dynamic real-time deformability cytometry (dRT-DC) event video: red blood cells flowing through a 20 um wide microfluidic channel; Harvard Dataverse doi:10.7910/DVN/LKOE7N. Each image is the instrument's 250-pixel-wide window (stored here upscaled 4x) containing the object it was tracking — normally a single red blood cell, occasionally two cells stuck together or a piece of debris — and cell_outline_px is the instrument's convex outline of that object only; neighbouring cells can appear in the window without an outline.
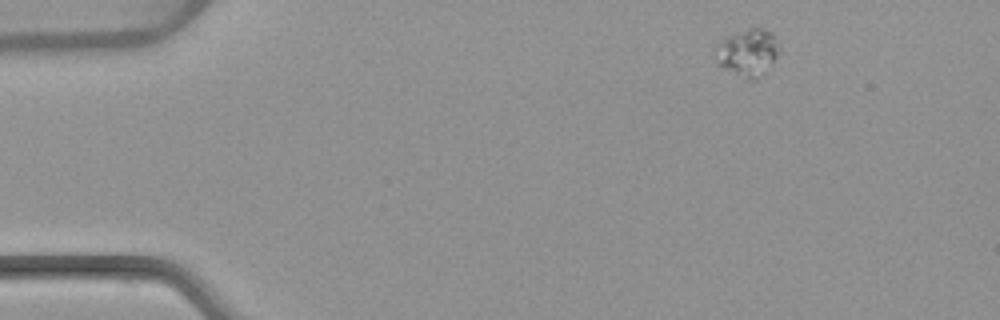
{"species": "common noctule bat (a hibernating species)", "species_latin": "Nyctalus noctula", "temperature_condition": "warm", "stored_images_in_passage": 7, "camera_frame_rate_fps": 3000, "um_per_image_px": 0.085, "animal": {"sex": "female", "body_mass_g": 22.7, "forearm_length_mm": 54.2}, "frame": {"image": 1, "passage_image": 1, "time_ms": 0.0, "image_size_px": [1000, 320], "cell_outline_px": [[780, 52], [764, 72], [756, 80], [748, 80], [720, 68], [716, 64], [712, 52], [712, 48], [716, 44], [728, 36], [752, 28], [760, 28], [776, 36], [780, 48]], "centroid_in_image_um": [63.49, 4.5], "position_along_channel_um": 21.5, "area_um2": 17.86}}
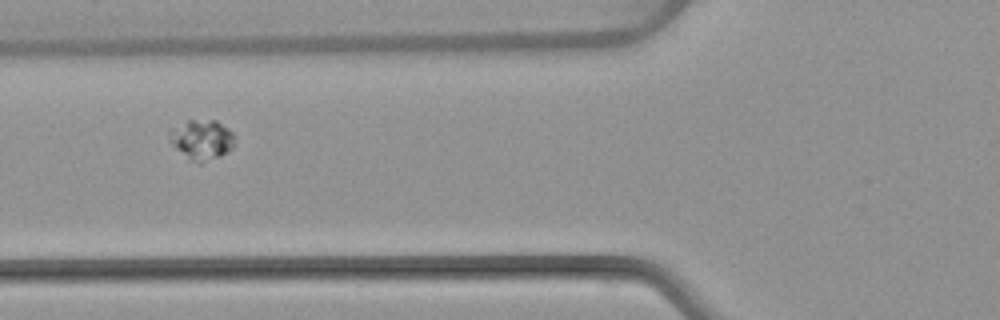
{"frame": {"image": 2, "passage_image": 5, "time_ms": 4.667, "image_size_px": [1000, 320], "cell_outline_px": [[236, 136], [232, 148], [220, 156], [200, 164], [188, 160], [168, 140], [168, 132], [172, 128], [188, 120], [216, 120], [228, 128]], "centroid_in_image_um": [17.14, 11.88], "position_along_channel_um": 108.7, "area_um2": 15.37}}
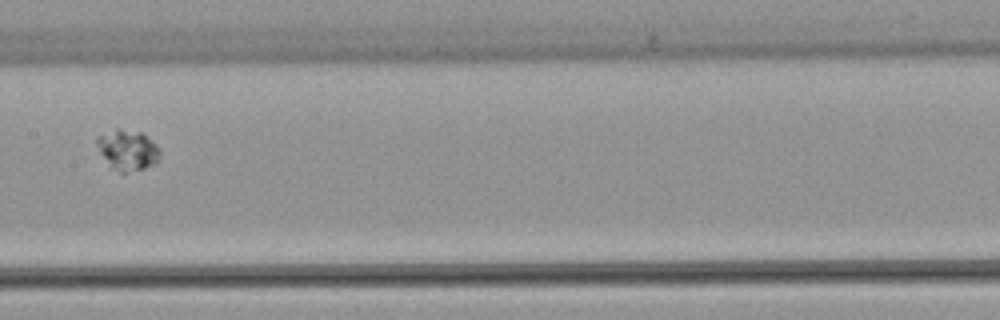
{"frame": {"image": 3, "passage_image": 7, "time_ms": 7.0, "image_size_px": [1000, 320], "cell_outline_px": [[160, 156], [156, 164], [144, 168], [124, 172], [120, 172], [112, 168], [100, 152], [96, 144], [96, 136], [116, 128], [120, 128], [144, 132], [160, 148]], "centroid_in_image_um": [10.87, 12.71], "position_along_channel_um": 196.5, "area_um2": 15.03}}